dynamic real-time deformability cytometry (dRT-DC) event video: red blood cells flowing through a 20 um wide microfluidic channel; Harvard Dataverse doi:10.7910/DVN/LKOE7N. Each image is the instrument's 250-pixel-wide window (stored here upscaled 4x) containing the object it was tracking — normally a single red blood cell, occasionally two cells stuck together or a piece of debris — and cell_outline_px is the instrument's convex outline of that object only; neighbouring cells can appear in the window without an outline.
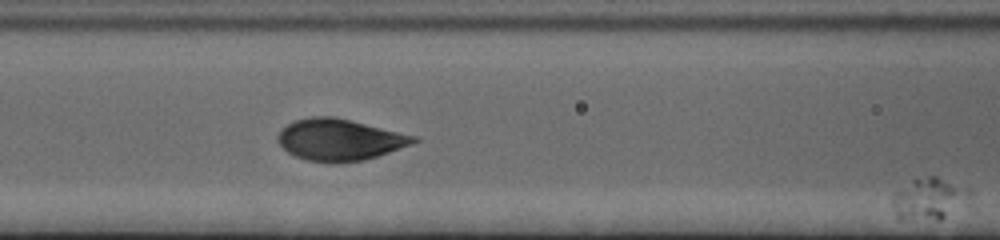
{"species": "human", "species_latin": "Homo sapiens", "temperature_condition": "cold", "stored_images_in_passage": 12, "segment_of_instrument_passage": [2, 2], "camera_frame_rate_fps": 3000, "um_per_image_px": 0.085, "donor": {"sex": "female"}, "frame": {"image": 1, "passage_image": 12, "time_ms": 3.667, "image_size_px": [1000, 240], "cell_outline_px": [[976, 196], [972, 200], [940, 220], [936, 220], [896, 216], [892, 204], [892, 196], [896, 192], [912, 180], [928, 176], [936, 176], [968, 188]], "centroid_in_image_um": [79.07, 16.87], "position_along_channel_um": 87.5, "area_um2": 18.67}}